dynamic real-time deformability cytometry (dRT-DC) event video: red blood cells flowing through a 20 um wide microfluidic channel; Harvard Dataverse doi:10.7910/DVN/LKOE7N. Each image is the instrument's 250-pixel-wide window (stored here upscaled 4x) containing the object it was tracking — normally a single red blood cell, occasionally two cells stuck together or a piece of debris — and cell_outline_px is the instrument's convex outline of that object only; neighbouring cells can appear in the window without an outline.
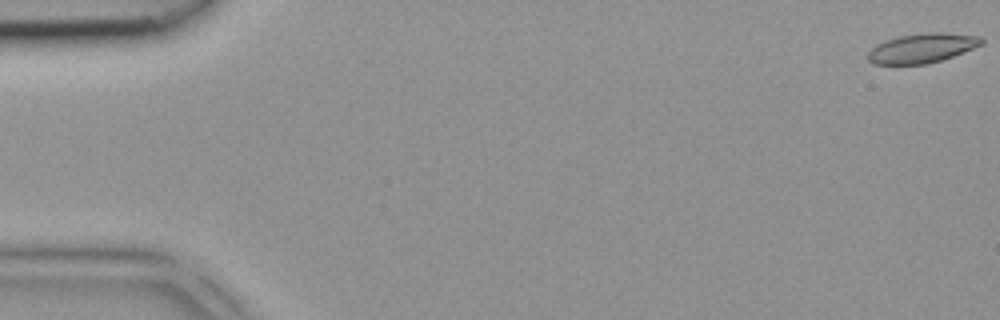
{"species": "common noctule bat (a hibernating species)", "species_latin": "Nyctalus noctula", "temperature_condition": "room temperature", "stored_images_in_passage": 3, "camera_frame_rate_fps": 3000, "um_per_image_px": 0.085, "animal": {"sex": "female", "body_mass_g": 18.4}, "frame": {"image": 1, "passage_image": 1, "time_ms": 0.0, "image_size_px": [1000, 320], "cell_outline_px": [[984, 44], [964, 52], [940, 60], [924, 64], [872, 64], [868, 60], [868, 52], [876, 44], [884, 40], [900, 36], [928, 32], [940, 32], [980, 36], [984, 40]], "centroid_in_image_um": [78.38, 4.08], "position_along_channel_um": 6.6, "area_um2": 19.48}}